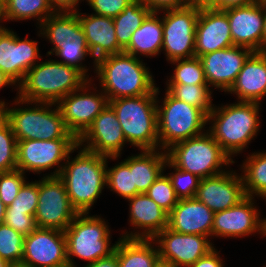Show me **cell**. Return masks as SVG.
I'll list each match as a JSON object with an SVG mask.
<instances>
[{
  "mask_svg": "<svg viewBox=\"0 0 266 267\" xmlns=\"http://www.w3.org/2000/svg\"><path fill=\"white\" fill-rule=\"evenodd\" d=\"M155 267H176L175 265L159 260Z\"/></svg>",
  "mask_w": 266,
  "mask_h": 267,
  "instance_id": "9f6ffc18",
  "label": "cell"
},
{
  "mask_svg": "<svg viewBox=\"0 0 266 267\" xmlns=\"http://www.w3.org/2000/svg\"><path fill=\"white\" fill-rule=\"evenodd\" d=\"M228 94L236 95L238 102L261 101L266 96V53L253 52L243 67Z\"/></svg>",
  "mask_w": 266,
  "mask_h": 267,
  "instance_id": "484cf974",
  "label": "cell"
},
{
  "mask_svg": "<svg viewBox=\"0 0 266 267\" xmlns=\"http://www.w3.org/2000/svg\"><path fill=\"white\" fill-rule=\"evenodd\" d=\"M78 9V19L85 34L86 43L93 57V66L97 59L123 52L118 44L112 17L97 14H82Z\"/></svg>",
  "mask_w": 266,
  "mask_h": 267,
  "instance_id": "d4e9b609",
  "label": "cell"
},
{
  "mask_svg": "<svg viewBox=\"0 0 266 267\" xmlns=\"http://www.w3.org/2000/svg\"><path fill=\"white\" fill-rule=\"evenodd\" d=\"M6 103L0 100V113L9 122L17 141L76 138L66 127L57 103L29 102L18 96L13 103L18 108H10Z\"/></svg>",
  "mask_w": 266,
  "mask_h": 267,
  "instance_id": "277c9868",
  "label": "cell"
},
{
  "mask_svg": "<svg viewBox=\"0 0 266 267\" xmlns=\"http://www.w3.org/2000/svg\"><path fill=\"white\" fill-rule=\"evenodd\" d=\"M90 86H93L92 79L57 103L66 127L77 139L109 104L107 96L101 89L99 92L96 90L97 87Z\"/></svg>",
  "mask_w": 266,
  "mask_h": 267,
  "instance_id": "4fadbf2b",
  "label": "cell"
},
{
  "mask_svg": "<svg viewBox=\"0 0 266 267\" xmlns=\"http://www.w3.org/2000/svg\"><path fill=\"white\" fill-rule=\"evenodd\" d=\"M152 11L143 0H134L119 15L113 18L118 44L125 49L133 33L142 25Z\"/></svg>",
  "mask_w": 266,
  "mask_h": 267,
  "instance_id": "1f68e13d",
  "label": "cell"
},
{
  "mask_svg": "<svg viewBox=\"0 0 266 267\" xmlns=\"http://www.w3.org/2000/svg\"><path fill=\"white\" fill-rule=\"evenodd\" d=\"M164 172L149 187L146 194L169 214L178 203L179 198L175 193L168 174H164Z\"/></svg>",
  "mask_w": 266,
  "mask_h": 267,
  "instance_id": "ab89813d",
  "label": "cell"
},
{
  "mask_svg": "<svg viewBox=\"0 0 266 267\" xmlns=\"http://www.w3.org/2000/svg\"><path fill=\"white\" fill-rule=\"evenodd\" d=\"M159 92V87H157L159 149L166 151L175 143L199 136L207 131L205 126L208 124V116L200 108L174 98L167 90L159 105Z\"/></svg>",
  "mask_w": 266,
  "mask_h": 267,
  "instance_id": "ba28073f",
  "label": "cell"
},
{
  "mask_svg": "<svg viewBox=\"0 0 266 267\" xmlns=\"http://www.w3.org/2000/svg\"><path fill=\"white\" fill-rule=\"evenodd\" d=\"M106 187L110 188V191H113L119 197L125 198V200L140 194L136 186H133V171L130 170V157L110 168L107 164Z\"/></svg>",
  "mask_w": 266,
  "mask_h": 267,
  "instance_id": "e575fe53",
  "label": "cell"
},
{
  "mask_svg": "<svg viewBox=\"0 0 266 267\" xmlns=\"http://www.w3.org/2000/svg\"><path fill=\"white\" fill-rule=\"evenodd\" d=\"M255 2L256 0H221L214 8L220 11H225L230 8L247 6Z\"/></svg>",
  "mask_w": 266,
  "mask_h": 267,
  "instance_id": "681fc988",
  "label": "cell"
},
{
  "mask_svg": "<svg viewBox=\"0 0 266 267\" xmlns=\"http://www.w3.org/2000/svg\"><path fill=\"white\" fill-rule=\"evenodd\" d=\"M221 0H193L199 8H214Z\"/></svg>",
  "mask_w": 266,
  "mask_h": 267,
  "instance_id": "816d5d0a",
  "label": "cell"
},
{
  "mask_svg": "<svg viewBox=\"0 0 266 267\" xmlns=\"http://www.w3.org/2000/svg\"><path fill=\"white\" fill-rule=\"evenodd\" d=\"M25 236L6 224L0 225V257L10 265L21 264Z\"/></svg>",
  "mask_w": 266,
  "mask_h": 267,
  "instance_id": "74e56055",
  "label": "cell"
},
{
  "mask_svg": "<svg viewBox=\"0 0 266 267\" xmlns=\"http://www.w3.org/2000/svg\"><path fill=\"white\" fill-rule=\"evenodd\" d=\"M266 49V1H264L263 52Z\"/></svg>",
  "mask_w": 266,
  "mask_h": 267,
  "instance_id": "db71d44e",
  "label": "cell"
},
{
  "mask_svg": "<svg viewBox=\"0 0 266 267\" xmlns=\"http://www.w3.org/2000/svg\"><path fill=\"white\" fill-rule=\"evenodd\" d=\"M175 69L166 84L208 85L199 57H191L170 62Z\"/></svg>",
  "mask_w": 266,
  "mask_h": 267,
  "instance_id": "d590c367",
  "label": "cell"
},
{
  "mask_svg": "<svg viewBox=\"0 0 266 267\" xmlns=\"http://www.w3.org/2000/svg\"><path fill=\"white\" fill-rule=\"evenodd\" d=\"M8 85L16 86V84L0 70V90Z\"/></svg>",
  "mask_w": 266,
  "mask_h": 267,
  "instance_id": "f5cc1de1",
  "label": "cell"
},
{
  "mask_svg": "<svg viewBox=\"0 0 266 267\" xmlns=\"http://www.w3.org/2000/svg\"><path fill=\"white\" fill-rule=\"evenodd\" d=\"M90 213H78L64 231L67 260L77 267L74 257L93 263L114 253L117 242L111 244V232L104 218Z\"/></svg>",
  "mask_w": 266,
  "mask_h": 267,
  "instance_id": "9c48e42d",
  "label": "cell"
},
{
  "mask_svg": "<svg viewBox=\"0 0 266 267\" xmlns=\"http://www.w3.org/2000/svg\"><path fill=\"white\" fill-rule=\"evenodd\" d=\"M9 267H28V266H25L23 264H13V265H10Z\"/></svg>",
  "mask_w": 266,
  "mask_h": 267,
  "instance_id": "91938a15",
  "label": "cell"
},
{
  "mask_svg": "<svg viewBox=\"0 0 266 267\" xmlns=\"http://www.w3.org/2000/svg\"><path fill=\"white\" fill-rule=\"evenodd\" d=\"M240 166L246 196L266 201V152L249 154Z\"/></svg>",
  "mask_w": 266,
  "mask_h": 267,
  "instance_id": "d6a6232c",
  "label": "cell"
},
{
  "mask_svg": "<svg viewBox=\"0 0 266 267\" xmlns=\"http://www.w3.org/2000/svg\"><path fill=\"white\" fill-rule=\"evenodd\" d=\"M162 13L151 12L142 25L133 33L129 45L123 52L135 57H155L162 52L163 22ZM161 16V17H160ZM140 54V55H139Z\"/></svg>",
  "mask_w": 266,
  "mask_h": 267,
  "instance_id": "83f0119b",
  "label": "cell"
},
{
  "mask_svg": "<svg viewBox=\"0 0 266 267\" xmlns=\"http://www.w3.org/2000/svg\"><path fill=\"white\" fill-rule=\"evenodd\" d=\"M264 1H266V0H256V2H264Z\"/></svg>",
  "mask_w": 266,
  "mask_h": 267,
  "instance_id": "6125c7cd",
  "label": "cell"
},
{
  "mask_svg": "<svg viewBox=\"0 0 266 267\" xmlns=\"http://www.w3.org/2000/svg\"><path fill=\"white\" fill-rule=\"evenodd\" d=\"M56 11H75L78 9L79 2L82 0H48ZM84 1V0H83Z\"/></svg>",
  "mask_w": 266,
  "mask_h": 267,
  "instance_id": "c3c4849f",
  "label": "cell"
},
{
  "mask_svg": "<svg viewBox=\"0 0 266 267\" xmlns=\"http://www.w3.org/2000/svg\"><path fill=\"white\" fill-rule=\"evenodd\" d=\"M166 167H169V169H174V173L170 172L167 174H169L168 177L172 183L177 197L179 199L195 198L201 179L190 172L176 168L168 160L164 165L165 170Z\"/></svg>",
  "mask_w": 266,
  "mask_h": 267,
  "instance_id": "60d3db41",
  "label": "cell"
},
{
  "mask_svg": "<svg viewBox=\"0 0 266 267\" xmlns=\"http://www.w3.org/2000/svg\"><path fill=\"white\" fill-rule=\"evenodd\" d=\"M160 150V151H159ZM167 153L161 149L141 150L130 156V170L133 171V186L139 193H146L164 171Z\"/></svg>",
  "mask_w": 266,
  "mask_h": 267,
  "instance_id": "f546056e",
  "label": "cell"
},
{
  "mask_svg": "<svg viewBox=\"0 0 266 267\" xmlns=\"http://www.w3.org/2000/svg\"><path fill=\"white\" fill-rule=\"evenodd\" d=\"M24 174L20 170L0 173V199L6 206L13 202L26 181Z\"/></svg>",
  "mask_w": 266,
  "mask_h": 267,
  "instance_id": "7bdbcfd3",
  "label": "cell"
},
{
  "mask_svg": "<svg viewBox=\"0 0 266 267\" xmlns=\"http://www.w3.org/2000/svg\"><path fill=\"white\" fill-rule=\"evenodd\" d=\"M62 267H74V266H71L70 264H67V265L62 266Z\"/></svg>",
  "mask_w": 266,
  "mask_h": 267,
  "instance_id": "94428289",
  "label": "cell"
},
{
  "mask_svg": "<svg viewBox=\"0 0 266 267\" xmlns=\"http://www.w3.org/2000/svg\"><path fill=\"white\" fill-rule=\"evenodd\" d=\"M220 251L213 248L206 255L198 259L191 267H224Z\"/></svg>",
  "mask_w": 266,
  "mask_h": 267,
  "instance_id": "7dc6e473",
  "label": "cell"
},
{
  "mask_svg": "<svg viewBox=\"0 0 266 267\" xmlns=\"http://www.w3.org/2000/svg\"><path fill=\"white\" fill-rule=\"evenodd\" d=\"M7 0H0V13L4 9Z\"/></svg>",
  "mask_w": 266,
  "mask_h": 267,
  "instance_id": "680465c9",
  "label": "cell"
},
{
  "mask_svg": "<svg viewBox=\"0 0 266 267\" xmlns=\"http://www.w3.org/2000/svg\"><path fill=\"white\" fill-rule=\"evenodd\" d=\"M134 0H86L93 14L116 17Z\"/></svg>",
  "mask_w": 266,
  "mask_h": 267,
  "instance_id": "f6af8a7d",
  "label": "cell"
},
{
  "mask_svg": "<svg viewBox=\"0 0 266 267\" xmlns=\"http://www.w3.org/2000/svg\"><path fill=\"white\" fill-rule=\"evenodd\" d=\"M38 204V181L27 182L18 191L16 198L7 206L6 211H19L35 215Z\"/></svg>",
  "mask_w": 266,
  "mask_h": 267,
  "instance_id": "b9f144b4",
  "label": "cell"
},
{
  "mask_svg": "<svg viewBox=\"0 0 266 267\" xmlns=\"http://www.w3.org/2000/svg\"><path fill=\"white\" fill-rule=\"evenodd\" d=\"M39 36L46 38L53 47L47 52L46 56L52 55L68 36V11L58 10L49 16L39 27Z\"/></svg>",
  "mask_w": 266,
  "mask_h": 267,
  "instance_id": "8d00e7d4",
  "label": "cell"
},
{
  "mask_svg": "<svg viewBox=\"0 0 266 267\" xmlns=\"http://www.w3.org/2000/svg\"><path fill=\"white\" fill-rule=\"evenodd\" d=\"M157 89L148 95L110 100L126 142L139 150L159 149Z\"/></svg>",
  "mask_w": 266,
  "mask_h": 267,
  "instance_id": "8992f818",
  "label": "cell"
},
{
  "mask_svg": "<svg viewBox=\"0 0 266 267\" xmlns=\"http://www.w3.org/2000/svg\"><path fill=\"white\" fill-rule=\"evenodd\" d=\"M4 224L13 228L16 232L29 235L36 228L35 217L24 212L19 211H6Z\"/></svg>",
  "mask_w": 266,
  "mask_h": 267,
  "instance_id": "ee69618b",
  "label": "cell"
},
{
  "mask_svg": "<svg viewBox=\"0 0 266 267\" xmlns=\"http://www.w3.org/2000/svg\"><path fill=\"white\" fill-rule=\"evenodd\" d=\"M246 197L242 176L234 170L201 179L195 195L214 213L231 208Z\"/></svg>",
  "mask_w": 266,
  "mask_h": 267,
  "instance_id": "ffe728a7",
  "label": "cell"
},
{
  "mask_svg": "<svg viewBox=\"0 0 266 267\" xmlns=\"http://www.w3.org/2000/svg\"><path fill=\"white\" fill-rule=\"evenodd\" d=\"M160 260L176 267H191L214 248L210 238L196 234H181L168 227L153 238Z\"/></svg>",
  "mask_w": 266,
  "mask_h": 267,
  "instance_id": "2e32d148",
  "label": "cell"
},
{
  "mask_svg": "<svg viewBox=\"0 0 266 267\" xmlns=\"http://www.w3.org/2000/svg\"><path fill=\"white\" fill-rule=\"evenodd\" d=\"M195 36L196 57L234 46L227 14L215 8H200Z\"/></svg>",
  "mask_w": 266,
  "mask_h": 267,
  "instance_id": "603a6c76",
  "label": "cell"
},
{
  "mask_svg": "<svg viewBox=\"0 0 266 267\" xmlns=\"http://www.w3.org/2000/svg\"><path fill=\"white\" fill-rule=\"evenodd\" d=\"M21 264L28 267H62L69 264L64 231L37 227L25 236Z\"/></svg>",
  "mask_w": 266,
  "mask_h": 267,
  "instance_id": "e0dca14e",
  "label": "cell"
},
{
  "mask_svg": "<svg viewBox=\"0 0 266 267\" xmlns=\"http://www.w3.org/2000/svg\"><path fill=\"white\" fill-rule=\"evenodd\" d=\"M214 212L196 198L179 199L168 215V228L211 238Z\"/></svg>",
  "mask_w": 266,
  "mask_h": 267,
  "instance_id": "cb8c5ba5",
  "label": "cell"
},
{
  "mask_svg": "<svg viewBox=\"0 0 266 267\" xmlns=\"http://www.w3.org/2000/svg\"><path fill=\"white\" fill-rule=\"evenodd\" d=\"M78 149L77 138L17 141L16 170H20L23 173L32 171L33 173L41 174L43 171L45 172L53 167L55 171L46 174L45 177L59 176L68 155Z\"/></svg>",
  "mask_w": 266,
  "mask_h": 267,
  "instance_id": "30bf717a",
  "label": "cell"
},
{
  "mask_svg": "<svg viewBox=\"0 0 266 267\" xmlns=\"http://www.w3.org/2000/svg\"><path fill=\"white\" fill-rule=\"evenodd\" d=\"M6 208L7 206L0 199V225L4 224Z\"/></svg>",
  "mask_w": 266,
  "mask_h": 267,
  "instance_id": "11a10c76",
  "label": "cell"
},
{
  "mask_svg": "<svg viewBox=\"0 0 266 267\" xmlns=\"http://www.w3.org/2000/svg\"><path fill=\"white\" fill-rule=\"evenodd\" d=\"M79 148L74 158L68 155L58 177L64 182L72 207L78 213H90L106 186L107 160H117L118 156L107 157Z\"/></svg>",
  "mask_w": 266,
  "mask_h": 267,
  "instance_id": "6da1fadb",
  "label": "cell"
},
{
  "mask_svg": "<svg viewBox=\"0 0 266 267\" xmlns=\"http://www.w3.org/2000/svg\"><path fill=\"white\" fill-rule=\"evenodd\" d=\"M227 14L233 45L263 52L264 2L230 8Z\"/></svg>",
  "mask_w": 266,
  "mask_h": 267,
  "instance_id": "44dd1931",
  "label": "cell"
},
{
  "mask_svg": "<svg viewBox=\"0 0 266 267\" xmlns=\"http://www.w3.org/2000/svg\"><path fill=\"white\" fill-rule=\"evenodd\" d=\"M55 11L48 0H7L0 13V23L35 18L40 26Z\"/></svg>",
  "mask_w": 266,
  "mask_h": 267,
  "instance_id": "4dcf8cb0",
  "label": "cell"
},
{
  "mask_svg": "<svg viewBox=\"0 0 266 267\" xmlns=\"http://www.w3.org/2000/svg\"><path fill=\"white\" fill-rule=\"evenodd\" d=\"M252 53L247 47L234 45L200 56L208 86L228 92Z\"/></svg>",
  "mask_w": 266,
  "mask_h": 267,
  "instance_id": "d6986e66",
  "label": "cell"
},
{
  "mask_svg": "<svg viewBox=\"0 0 266 267\" xmlns=\"http://www.w3.org/2000/svg\"><path fill=\"white\" fill-rule=\"evenodd\" d=\"M174 98L200 108L207 116L213 110L212 90L208 85L166 84Z\"/></svg>",
  "mask_w": 266,
  "mask_h": 267,
  "instance_id": "836d02e7",
  "label": "cell"
},
{
  "mask_svg": "<svg viewBox=\"0 0 266 267\" xmlns=\"http://www.w3.org/2000/svg\"><path fill=\"white\" fill-rule=\"evenodd\" d=\"M38 181V204L35 222L38 228L65 231L78 212L72 207L64 182L58 177Z\"/></svg>",
  "mask_w": 266,
  "mask_h": 267,
  "instance_id": "7c38bea8",
  "label": "cell"
},
{
  "mask_svg": "<svg viewBox=\"0 0 266 267\" xmlns=\"http://www.w3.org/2000/svg\"><path fill=\"white\" fill-rule=\"evenodd\" d=\"M154 245L153 239L120 237L114 251L119 267H155L160 257Z\"/></svg>",
  "mask_w": 266,
  "mask_h": 267,
  "instance_id": "f1b7e54d",
  "label": "cell"
},
{
  "mask_svg": "<svg viewBox=\"0 0 266 267\" xmlns=\"http://www.w3.org/2000/svg\"><path fill=\"white\" fill-rule=\"evenodd\" d=\"M89 79L77 68L52 60L38 62L17 89L18 97L29 102L58 103L80 89Z\"/></svg>",
  "mask_w": 266,
  "mask_h": 267,
  "instance_id": "5b68a950",
  "label": "cell"
},
{
  "mask_svg": "<svg viewBox=\"0 0 266 267\" xmlns=\"http://www.w3.org/2000/svg\"><path fill=\"white\" fill-rule=\"evenodd\" d=\"M0 24V70L18 87L26 73L40 60L38 41L20 39L16 32Z\"/></svg>",
  "mask_w": 266,
  "mask_h": 267,
  "instance_id": "5bb4252c",
  "label": "cell"
},
{
  "mask_svg": "<svg viewBox=\"0 0 266 267\" xmlns=\"http://www.w3.org/2000/svg\"><path fill=\"white\" fill-rule=\"evenodd\" d=\"M17 140L9 122L0 113V173L16 170Z\"/></svg>",
  "mask_w": 266,
  "mask_h": 267,
  "instance_id": "f35d334b",
  "label": "cell"
},
{
  "mask_svg": "<svg viewBox=\"0 0 266 267\" xmlns=\"http://www.w3.org/2000/svg\"><path fill=\"white\" fill-rule=\"evenodd\" d=\"M166 153L173 166L200 179L219 175L226 171L224 166L235 163L208 131L175 143Z\"/></svg>",
  "mask_w": 266,
  "mask_h": 267,
  "instance_id": "52a82bcc",
  "label": "cell"
},
{
  "mask_svg": "<svg viewBox=\"0 0 266 267\" xmlns=\"http://www.w3.org/2000/svg\"><path fill=\"white\" fill-rule=\"evenodd\" d=\"M127 200L130 203L128 220L132 228H135L133 231H124L120 237L153 239L168 227L169 214L146 193L137 194Z\"/></svg>",
  "mask_w": 266,
  "mask_h": 267,
  "instance_id": "7402d4cb",
  "label": "cell"
},
{
  "mask_svg": "<svg viewBox=\"0 0 266 267\" xmlns=\"http://www.w3.org/2000/svg\"><path fill=\"white\" fill-rule=\"evenodd\" d=\"M163 22L162 51L168 62L195 56L197 5L161 11Z\"/></svg>",
  "mask_w": 266,
  "mask_h": 267,
  "instance_id": "8fae6325",
  "label": "cell"
},
{
  "mask_svg": "<svg viewBox=\"0 0 266 267\" xmlns=\"http://www.w3.org/2000/svg\"><path fill=\"white\" fill-rule=\"evenodd\" d=\"M52 55L63 59L55 61L77 68L90 80L87 74L89 69L85 64L82 65V62L89 55L92 57V54L88 49L85 34L78 19V10L68 11V36L66 41L62 42L61 47Z\"/></svg>",
  "mask_w": 266,
  "mask_h": 267,
  "instance_id": "4316f807",
  "label": "cell"
},
{
  "mask_svg": "<svg viewBox=\"0 0 266 267\" xmlns=\"http://www.w3.org/2000/svg\"><path fill=\"white\" fill-rule=\"evenodd\" d=\"M84 267H119L117 254L114 252L108 257L86 264Z\"/></svg>",
  "mask_w": 266,
  "mask_h": 267,
  "instance_id": "f907efd6",
  "label": "cell"
},
{
  "mask_svg": "<svg viewBox=\"0 0 266 267\" xmlns=\"http://www.w3.org/2000/svg\"><path fill=\"white\" fill-rule=\"evenodd\" d=\"M220 106H214L208 114L211 126L207 131L232 159L234 155L242 153L258 135L261 104L237 101Z\"/></svg>",
  "mask_w": 266,
  "mask_h": 267,
  "instance_id": "3957f363",
  "label": "cell"
},
{
  "mask_svg": "<svg viewBox=\"0 0 266 267\" xmlns=\"http://www.w3.org/2000/svg\"><path fill=\"white\" fill-rule=\"evenodd\" d=\"M152 12L179 9L193 4V0H143Z\"/></svg>",
  "mask_w": 266,
  "mask_h": 267,
  "instance_id": "bcb514c9",
  "label": "cell"
},
{
  "mask_svg": "<svg viewBox=\"0 0 266 267\" xmlns=\"http://www.w3.org/2000/svg\"><path fill=\"white\" fill-rule=\"evenodd\" d=\"M140 59L122 52L96 60L94 73L109 101L148 95L157 89L149 67Z\"/></svg>",
  "mask_w": 266,
  "mask_h": 267,
  "instance_id": "7a4b0ae2",
  "label": "cell"
},
{
  "mask_svg": "<svg viewBox=\"0 0 266 267\" xmlns=\"http://www.w3.org/2000/svg\"><path fill=\"white\" fill-rule=\"evenodd\" d=\"M10 264L0 257V267H9Z\"/></svg>",
  "mask_w": 266,
  "mask_h": 267,
  "instance_id": "6f0895ef",
  "label": "cell"
},
{
  "mask_svg": "<svg viewBox=\"0 0 266 267\" xmlns=\"http://www.w3.org/2000/svg\"><path fill=\"white\" fill-rule=\"evenodd\" d=\"M126 143L117 115L109 104L78 138L82 148L107 157L120 158Z\"/></svg>",
  "mask_w": 266,
  "mask_h": 267,
  "instance_id": "ac0fdd59",
  "label": "cell"
},
{
  "mask_svg": "<svg viewBox=\"0 0 266 267\" xmlns=\"http://www.w3.org/2000/svg\"><path fill=\"white\" fill-rule=\"evenodd\" d=\"M255 199L246 197L239 204L214 213L211 237L239 238L258 233L266 237V218H261Z\"/></svg>",
  "mask_w": 266,
  "mask_h": 267,
  "instance_id": "9a60e30c",
  "label": "cell"
}]
</instances>
